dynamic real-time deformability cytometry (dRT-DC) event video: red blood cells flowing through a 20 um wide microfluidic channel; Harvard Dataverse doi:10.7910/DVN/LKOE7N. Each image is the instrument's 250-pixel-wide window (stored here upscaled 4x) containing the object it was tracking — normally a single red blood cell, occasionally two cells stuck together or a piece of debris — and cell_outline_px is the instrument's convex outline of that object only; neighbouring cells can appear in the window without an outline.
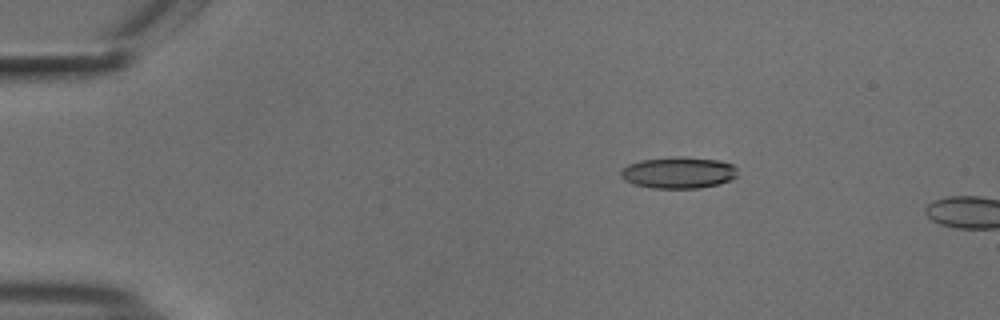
{"species": "common noctule bat (a hibernating species)", "species_latin": "Nyctalus noctula", "temperature_condition": "cold", "stored_images_in_passage": 12, "camera_frame_rate_fps": 3000, "um_per_image_px": 0.085, "animal": {"sex": "male", "body_mass_g": 18.8}, "frame": {"image": 1, "passage_image": 9, "time_ms": 2.667, "image_size_px": [1000, 320], "cell_outline_px": [[736, 176], [732, 180], [720, 184], [700, 188], [652, 188], [632, 184], [624, 180], [620, 176], [620, 172], [628, 164], [640, 160], [672, 156], [676, 156], [720, 160], [732, 164], [736, 168]], "centroid_in_image_um": [57.66, 14.67], "position_along_channel_um": 27.3, "area_um2": 21.68}}